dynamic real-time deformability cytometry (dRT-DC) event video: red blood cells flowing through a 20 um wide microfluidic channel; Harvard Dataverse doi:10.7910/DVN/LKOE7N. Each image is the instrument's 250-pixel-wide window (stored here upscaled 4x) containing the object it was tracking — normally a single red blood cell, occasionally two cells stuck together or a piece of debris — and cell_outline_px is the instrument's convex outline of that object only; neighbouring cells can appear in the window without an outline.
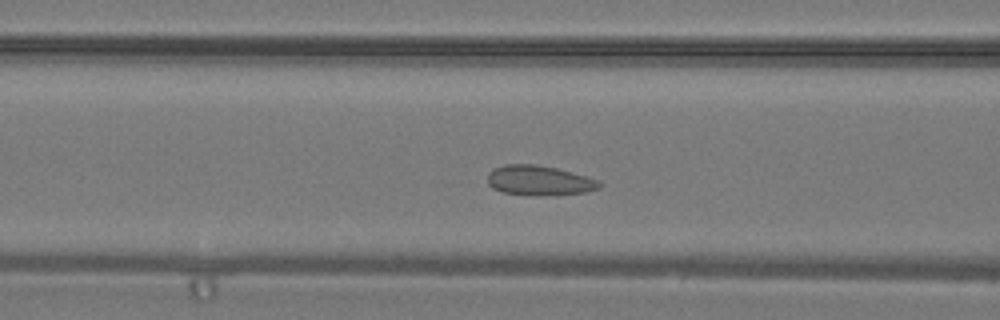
{"species": "common noctule bat (a hibernating species)", "species_latin": "Nyctalus noctula", "temperature_condition": "warm", "stored_images_in_passage": 31, "camera_frame_rate_fps": 3000, "um_per_image_px": 0.085, "animal": {"sex": "male", "body_mass_g": 19.2, "forearm_length_mm": 51.8}, "frame": {"image": 1, "passage_image": 10, "time_ms": 3.0, "image_size_px": [1000, 320], "cell_outline_px": [[600, 188], [584, 192], [556, 196], [504, 192], [492, 188], [488, 184], [488, 172], [492, 168], [504, 164], [536, 164], [556, 168], [588, 176], [600, 180]], "centroid_in_image_um": [45.84, 15.32], "position_along_channel_um": 120.8, "area_um2": 19.54}}
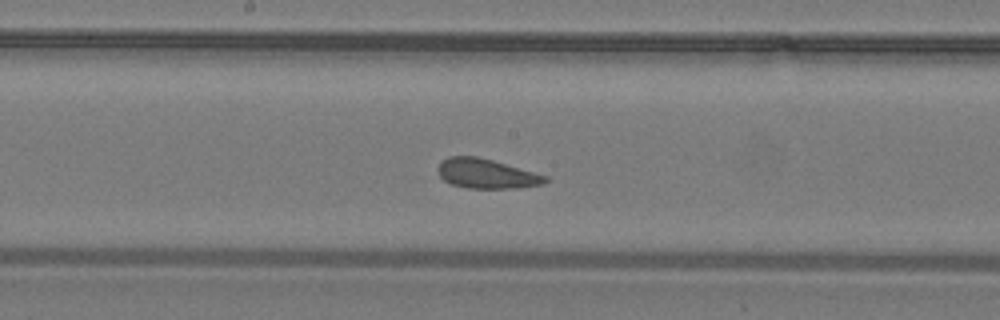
{"frame": {"image": 2, "passage_image": 15, "time_ms": 4.667, "image_size_px": [1000, 320], "cell_outline_px": [[548, 180], [544, 184], [520, 188], [468, 188], [452, 184], [444, 180], [440, 176], [440, 164], [448, 156], [476, 156], [492, 160], [548, 176]], "centroid_in_image_um": [41.4, 14.77], "position_along_channel_um": 206.8, "area_um2": 18.26}}
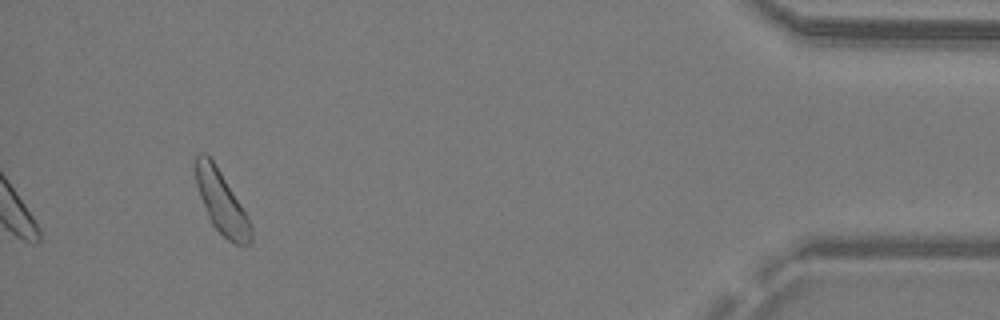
{"frame": {"image": 3, "passage_image": 31, "time_ms": 10.0, "image_size_px": [1000, 320], "cell_outline_px": [[252, 240], [248, 244], [236, 244], [228, 240], [212, 224], [208, 216], [200, 196], [196, 184], [196, 156], [200, 152], [204, 152], [212, 160], [220, 172], [248, 216], [252, 228]], "centroid_in_image_um": [18.84, 17.21], "position_along_channel_um": 416.4, "area_um2": 19.59}}